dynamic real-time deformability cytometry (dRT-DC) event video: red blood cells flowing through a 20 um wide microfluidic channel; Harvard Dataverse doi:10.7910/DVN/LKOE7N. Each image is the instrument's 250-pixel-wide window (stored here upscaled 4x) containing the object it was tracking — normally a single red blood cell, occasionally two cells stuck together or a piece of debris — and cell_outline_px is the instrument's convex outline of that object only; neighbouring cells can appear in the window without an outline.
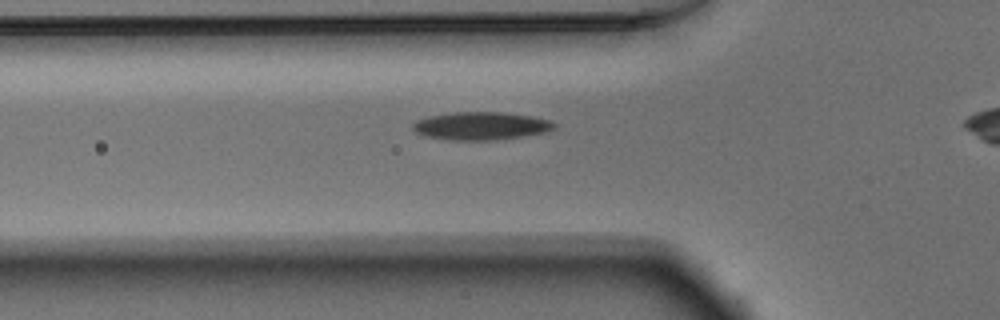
{"species": "Egyptian fruit bat (a non-hibernating species)", "species_latin": "Rousettus aegyptiacus", "temperature_condition": "warm", "stored_images_in_passage": 36, "camera_frame_rate_fps": 3000, "um_per_image_px": 0.085, "animal": {"sex": "male"}, "frame": {"image": 1, "passage_image": 11, "time_ms": 3.333, "image_size_px": [1000, 320], "cell_outline_px": [[556, 128], [548, 132], [492, 140], [448, 140], [424, 136], [416, 132], [412, 128], [412, 124], [416, 120], [432, 116], [452, 112], [500, 112], [532, 116], [548, 120], [556, 124]], "centroid_in_image_um": [40.87, 10.7], "position_along_channel_um": 84.9, "area_um2": 22.95}}
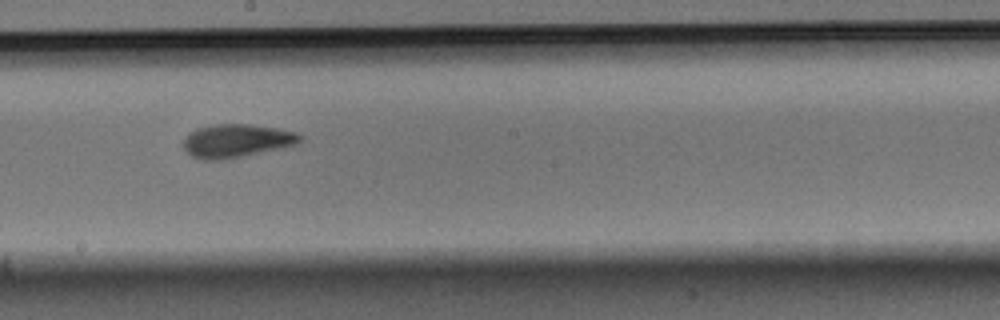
{"frame": {"image": 2, "passage_image": 22, "time_ms": 7.0, "image_size_px": [1000, 320], "cell_outline_px": [[304, 140], [296, 144], [224, 160], [204, 160], [192, 156], [180, 144], [196, 128], [212, 124], [252, 124], [276, 128], [296, 132], [304, 136]], "centroid_in_image_um": [20.11, 11.96], "position_along_channel_um": 228.1, "area_um2": 22.6}}
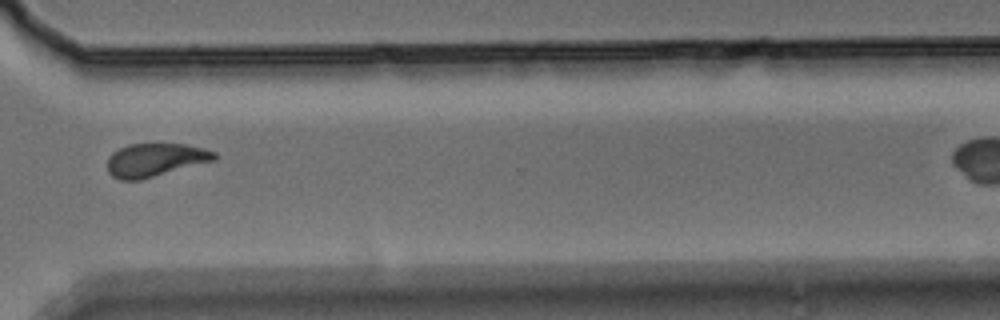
{"frame": {"image": 3, "passage_image": 32, "time_ms": 10.333, "image_size_px": [1000, 320], "cell_outline_px": [[216, 160], [140, 180], [120, 180], [112, 176], [108, 172], [108, 156], [112, 152], [128, 144], [184, 144], [204, 148], [216, 152]], "centroid_in_image_um": [13.19, 13.59], "position_along_channel_um": 357.4, "area_um2": 20.75}}